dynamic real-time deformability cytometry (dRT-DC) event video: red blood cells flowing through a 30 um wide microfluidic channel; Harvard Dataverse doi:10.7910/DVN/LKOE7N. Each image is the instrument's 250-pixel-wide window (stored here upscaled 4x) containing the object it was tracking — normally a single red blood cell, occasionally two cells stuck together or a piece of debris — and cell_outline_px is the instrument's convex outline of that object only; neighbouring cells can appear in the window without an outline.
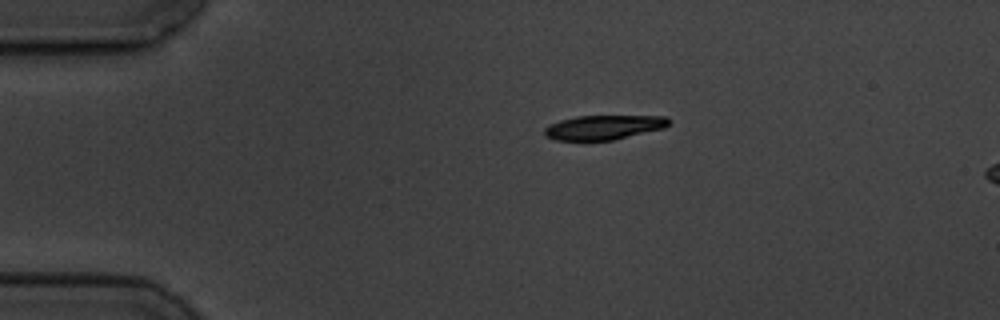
{"species": "common noctule bat (a hibernating species)", "species_latin": "Nyctalus noctula", "temperature_condition": "cold", "stored_images_in_passage": 3, "camera_frame_rate_fps": 3000, "um_per_image_px": 0.085, "animal": {"sex": "male", "body_mass_g": 19.5, "forearm_length_mm": 54.6}, "frame": {"image": 1, "passage_image": 1, "time_ms": 0.0, "image_size_px": [1000, 320], "cell_outline_px": [[672, 120], [664, 128], [612, 140], [556, 140], [544, 136], [544, 128], [548, 124], [560, 120], [576, 116], [668, 116]], "centroid_in_image_um": [51.3, 10.81], "position_along_channel_um": 33.7, "area_um2": 17.74}}